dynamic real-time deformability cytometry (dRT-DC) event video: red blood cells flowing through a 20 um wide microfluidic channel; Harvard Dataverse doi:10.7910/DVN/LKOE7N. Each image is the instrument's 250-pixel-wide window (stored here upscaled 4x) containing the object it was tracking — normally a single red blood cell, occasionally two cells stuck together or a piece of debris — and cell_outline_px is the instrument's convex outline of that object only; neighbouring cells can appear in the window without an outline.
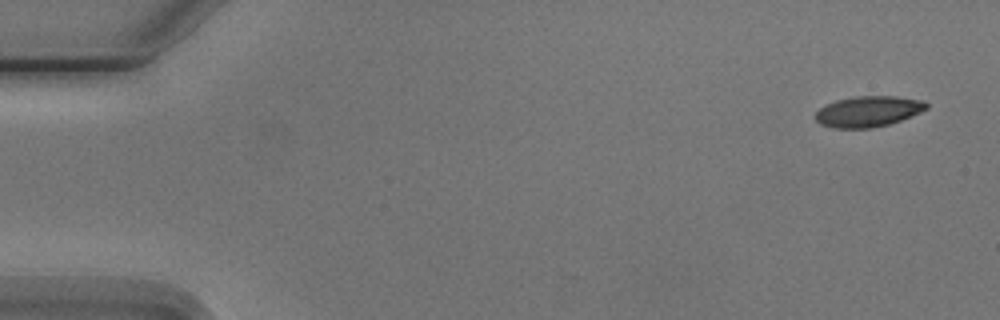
{"species": "Egyptian fruit bat (a non-hibernating species)", "species_latin": "Rousettus aegyptiacus", "temperature_condition": "cold", "stored_images_in_passage": 4, "camera_frame_rate_fps": 3000, "um_per_image_px": 0.085, "animal": {"sex": "male"}, "frame": {"image": 1, "passage_image": 1, "time_ms": 0.0, "image_size_px": [1000, 320], "cell_outline_px": [[928, 108], [920, 112], [900, 120], [888, 124], [872, 128], [832, 128], [820, 124], [816, 120], [816, 112], [820, 108], [836, 100], [856, 96], [896, 96], [924, 100], [928, 104]], "centroid_in_image_um": [73.81, 9.47], "position_along_channel_um": 11.2, "area_um2": 19.83}}